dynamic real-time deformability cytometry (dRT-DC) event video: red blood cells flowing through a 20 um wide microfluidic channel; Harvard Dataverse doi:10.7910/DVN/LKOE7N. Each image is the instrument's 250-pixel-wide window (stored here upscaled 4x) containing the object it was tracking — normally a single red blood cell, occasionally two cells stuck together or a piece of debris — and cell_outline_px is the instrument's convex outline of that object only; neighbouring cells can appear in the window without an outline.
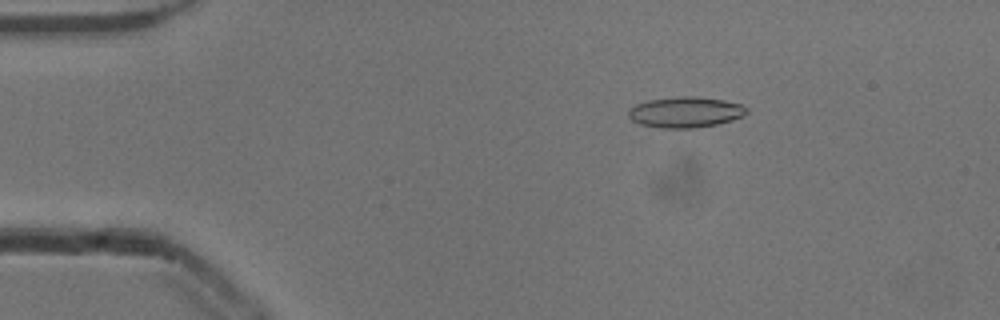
{"species": "common noctule bat (a hibernating species)", "species_latin": "Nyctalus noctula", "temperature_condition": "cold", "stored_images_in_passage": 46, "camera_frame_rate_fps": 3000, "um_per_image_px": 0.085, "animal": {"sex": "male", "body_mass_g": 13.3}, "frame": {"image": 1, "passage_image": 9, "time_ms": 2.667, "image_size_px": [1000, 320], "cell_outline_px": [[748, 112], [744, 116], [732, 120], [716, 124], [696, 128], [660, 128], [640, 124], [632, 120], [628, 116], [628, 108], [636, 104], [648, 100], [680, 96], [696, 96], [724, 100], [740, 104], [748, 108]], "centroid_in_image_um": [58.26, 9.53], "position_along_channel_um": 26.7, "area_um2": 21.33}}
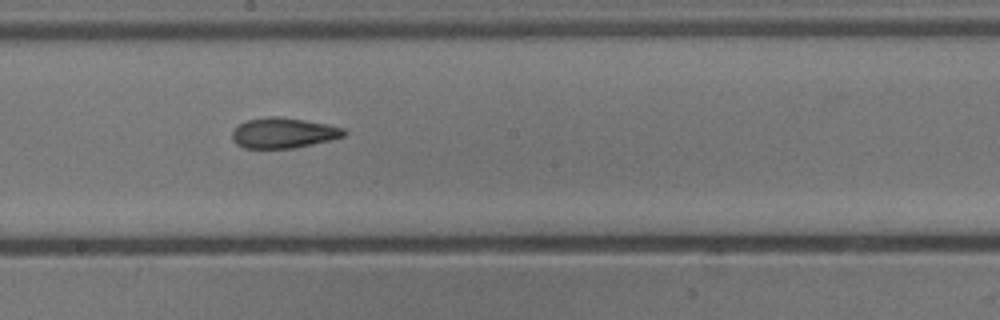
{"frame": {"image": 2, "passage_image": 29, "time_ms": 9.333, "image_size_px": [1000, 320], "cell_outline_px": [[348, 132], [344, 136], [312, 144], [292, 148], [244, 148], [236, 144], [232, 136], [232, 132], [244, 120], [264, 116], [276, 116], [304, 120], [328, 124], [344, 128]], "centroid_in_image_um": [24.08, 11.28], "position_along_channel_um": 224.1, "area_um2": 19.77}}
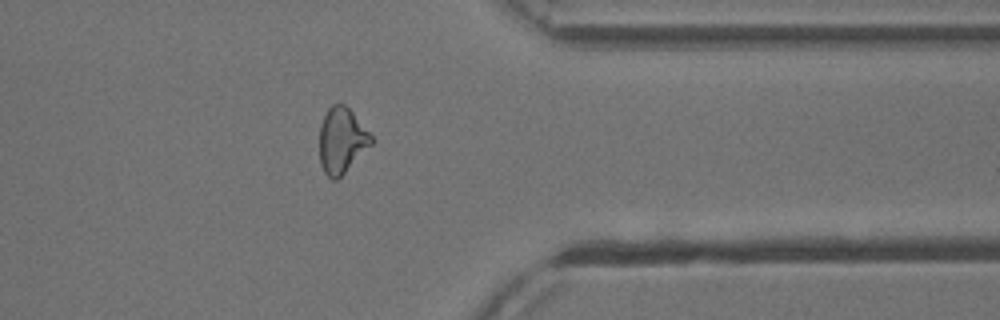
{"frame": {"image": 3, "passage_image": 42, "time_ms": 13.667, "image_size_px": [1000, 320], "cell_outline_px": [[372, 144], [336, 180], [332, 180], [324, 172], [320, 164], [320, 124], [328, 108], [332, 104], [344, 104], [352, 112], [372, 136]], "centroid_in_image_um": [29.02, 11.93], "position_along_channel_um": 382.4, "area_um2": 19.42}, "authors_computed_cell_mechanics": {"area_um2": 20.0277, "velocity_mm_per_s": 3.9133, "shape_relaxation_time_tau1_ms": 8.6661, "shape_relaxation_time_tau2_ms": 2.812, "deformation_change_tau1": 0.1797, "deformation_change_tau2": 0.101}}